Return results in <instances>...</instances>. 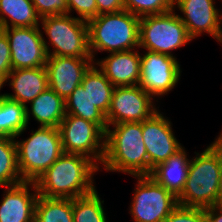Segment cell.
Returning <instances> with one entry per match:
<instances>
[{
	"instance_id": "cell-19",
	"label": "cell",
	"mask_w": 222,
	"mask_h": 222,
	"mask_svg": "<svg viewBox=\"0 0 222 222\" xmlns=\"http://www.w3.org/2000/svg\"><path fill=\"white\" fill-rule=\"evenodd\" d=\"M29 104L31 108H25L27 125L31 114L40 126L58 128L66 115L65 100L49 87Z\"/></svg>"
},
{
	"instance_id": "cell-21",
	"label": "cell",
	"mask_w": 222,
	"mask_h": 222,
	"mask_svg": "<svg viewBox=\"0 0 222 222\" xmlns=\"http://www.w3.org/2000/svg\"><path fill=\"white\" fill-rule=\"evenodd\" d=\"M40 20L32 0H0V29L39 27Z\"/></svg>"
},
{
	"instance_id": "cell-4",
	"label": "cell",
	"mask_w": 222,
	"mask_h": 222,
	"mask_svg": "<svg viewBox=\"0 0 222 222\" xmlns=\"http://www.w3.org/2000/svg\"><path fill=\"white\" fill-rule=\"evenodd\" d=\"M194 153L196 155L190 159L186 184L177 201L180 206L205 209L217 205L221 158L211 143L202 153Z\"/></svg>"
},
{
	"instance_id": "cell-12",
	"label": "cell",
	"mask_w": 222,
	"mask_h": 222,
	"mask_svg": "<svg viewBox=\"0 0 222 222\" xmlns=\"http://www.w3.org/2000/svg\"><path fill=\"white\" fill-rule=\"evenodd\" d=\"M163 114L158 110L142 122L143 141L148 154V175L184 147L174 135L172 122Z\"/></svg>"
},
{
	"instance_id": "cell-18",
	"label": "cell",
	"mask_w": 222,
	"mask_h": 222,
	"mask_svg": "<svg viewBox=\"0 0 222 222\" xmlns=\"http://www.w3.org/2000/svg\"><path fill=\"white\" fill-rule=\"evenodd\" d=\"M11 79V80H10ZM9 82L14 93H4L3 95L13 101L19 102L25 107L34 100L40 93L49 87L47 71L45 66L12 69L4 80V84Z\"/></svg>"
},
{
	"instance_id": "cell-36",
	"label": "cell",
	"mask_w": 222,
	"mask_h": 222,
	"mask_svg": "<svg viewBox=\"0 0 222 222\" xmlns=\"http://www.w3.org/2000/svg\"><path fill=\"white\" fill-rule=\"evenodd\" d=\"M0 135L5 136V118L3 113V94H0Z\"/></svg>"
},
{
	"instance_id": "cell-9",
	"label": "cell",
	"mask_w": 222,
	"mask_h": 222,
	"mask_svg": "<svg viewBox=\"0 0 222 222\" xmlns=\"http://www.w3.org/2000/svg\"><path fill=\"white\" fill-rule=\"evenodd\" d=\"M58 128L63 152L84 155L98 166L102 164L105 132L96 123L66 114Z\"/></svg>"
},
{
	"instance_id": "cell-34",
	"label": "cell",
	"mask_w": 222,
	"mask_h": 222,
	"mask_svg": "<svg viewBox=\"0 0 222 222\" xmlns=\"http://www.w3.org/2000/svg\"><path fill=\"white\" fill-rule=\"evenodd\" d=\"M211 144L218 150L220 154V158H221V164H222V131ZM218 204H222V168H221L218 196H217V205Z\"/></svg>"
},
{
	"instance_id": "cell-23",
	"label": "cell",
	"mask_w": 222,
	"mask_h": 222,
	"mask_svg": "<svg viewBox=\"0 0 222 222\" xmlns=\"http://www.w3.org/2000/svg\"><path fill=\"white\" fill-rule=\"evenodd\" d=\"M66 114L96 123L104 132L108 125L105 115L90 101L87 90L80 84L65 100Z\"/></svg>"
},
{
	"instance_id": "cell-17",
	"label": "cell",
	"mask_w": 222,
	"mask_h": 222,
	"mask_svg": "<svg viewBox=\"0 0 222 222\" xmlns=\"http://www.w3.org/2000/svg\"><path fill=\"white\" fill-rule=\"evenodd\" d=\"M94 63L115 87L139 85L141 53L137 49L109 53Z\"/></svg>"
},
{
	"instance_id": "cell-6",
	"label": "cell",
	"mask_w": 222,
	"mask_h": 222,
	"mask_svg": "<svg viewBox=\"0 0 222 222\" xmlns=\"http://www.w3.org/2000/svg\"><path fill=\"white\" fill-rule=\"evenodd\" d=\"M39 27L49 40L43 39L48 56L91 57L86 21L69 14L45 16Z\"/></svg>"
},
{
	"instance_id": "cell-28",
	"label": "cell",
	"mask_w": 222,
	"mask_h": 222,
	"mask_svg": "<svg viewBox=\"0 0 222 222\" xmlns=\"http://www.w3.org/2000/svg\"><path fill=\"white\" fill-rule=\"evenodd\" d=\"M174 0H123L125 10L138 17L159 15L174 9Z\"/></svg>"
},
{
	"instance_id": "cell-22",
	"label": "cell",
	"mask_w": 222,
	"mask_h": 222,
	"mask_svg": "<svg viewBox=\"0 0 222 222\" xmlns=\"http://www.w3.org/2000/svg\"><path fill=\"white\" fill-rule=\"evenodd\" d=\"M81 84L84 90H87L93 105L106 116L115 86L95 63L85 72Z\"/></svg>"
},
{
	"instance_id": "cell-37",
	"label": "cell",
	"mask_w": 222,
	"mask_h": 222,
	"mask_svg": "<svg viewBox=\"0 0 222 222\" xmlns=\"http://www.w3.org/2000/svg\"><path fill=\"white\" fill-rule=\"evenodd\" d=\"M217 42H220L222 44V34L221 37L217 40Z\"/></svg>"
},
{
	"instance_id": "cell-7",
	"label": "cell",
	"mask_w": 222,
	"mask_h": 222,
	"mask_svg": "<svg viewBox=\"0 0 222 222\" xmlns=\"http://www.w3.org/2000/svg\"><path fill=\"white\" fill-rule=\"evenodd\" d=\"M175 10L140 18L139 48L175 57L173 50L193 41Z\"/></svg>"
},
{
	"instance_id": "cell-33",
	"label": "cell",
	"mask_w": 222,
	"mask_h": 222,
	"mask_svg": "<svg viewBox=\"0 0 222 222\" xmlns=\"http://www.w3.org/2000/svg\"><path fill=\"white\" fill-rule=\"evenodd\" d=\"M97 16L125 10L123 0H96Z\"/></svg>"
},
{
	"instance_id": "cell-30",
	"label": "cell",
	"mask_w": 222,
	"mask_h": 222,
	"mask_svg": "<svg viewBox=\"0 0 222 222\" xmlns=\"http://www.w3.org/2000/svg\"><path fill=\"white\" fill-rule=\"evenodd\" d=\"M68 6V14L75 11L77 18L88 22L89 20L97 17L96 0H66Z\"/></svg>"
},
{
	"instance_id": "cell-29",
	"label": "cell",
	"mask_w": 222,
	"mask_h": 222,
	"mask_svg": "<svg viewBox=\"0 0 222 222\" xmlns=\"http://www.w3.org/2000/svg\"><path fill=\"white\" fill-rule=\"evenodd\" d=\"M163 222H208L205 214V209L177 207L164 219Z\"/></svg>"
},
{
	"instance_id": "cell-5",
	"label": "cell",
	"mask_w": 222,
	"mask_h": 222,
	"mask_svg": "<svg viewBox=\"0 0 222 222\" xmlns=\"http://www.w3.org/2000/svg\"><path fill=\"white\" fill-rule=\"evenodd\" d=\"M18 168L23 181L35 182L64 152L59 128L39 126L30 137L16 140Z\"/></svg>"
},
{
	"instance_id": "cell-16",
	"label": "cell",
	"mask_w": 222,
	"mask_h": 222,
	"mask_svg": "<svg viewBox=\"0 0 222 222\" xmlns=\"http://www.w3.org/2000/svg\"><path fill=\"white\" fill-rule=\"evenodd\" d=\"M5 188L0 202V222H34L39 196L35 182L23 181Z\"/></svg>"
},
{
	"instance_id": "cell-20",
	"label": "cell",
	"mask_w": 222,
	"mask_h": 222,
	"mask_svg": "<svg viewBox=\"0 0 222 222\" xmlns=\"http://www.w3.org/2000/svg\"><path fill=\"white\" fill-rule=\"evenodd\" d=\"M183 147L166 162L152 170V176L161 186L178 197L184 189L188 175L190 158Z\"/></svg>"
},
{
	"instance_id": "cell-1",
	"label": "cell",
	"mask_w": 222,
	"mask_h": 222,
	"mask_svg": "<svg viewBox=\"0 0 222 222\" xmlns=\"http://www.w3.org/2000/svg\"><path fill=\"white\" fill-rule=\"evenodd\" d=\"M100 167L84 155L63 153L36 181L38 194L74 199L96 190L94 175Z\"/></svg>"
},
{
	"instance_id": "cell-13",
	"label": "cell",
	"mask_w": 222,
	"mask_h": 222,
	"mask_svg": "<svg viewBox=\"0 0 222 222\" xmlns=\"http://www.w3.org/2000/svg\"><path fill=\"white\" fill-rule=\"evenodd\" d=\"M40 29V27L1 28L9 41L12 69L45 66L48 55Z\"/></svg>"
},
{
	"instance_id": "cell-8",
	"label": "cell",
	"mask_w": 222,
	"mask_h": 222,
	"mask_svg": "<svg viewBox=\"0 0 222 222\" xmlns=\"http://www.w3.org/2000/svg\"><path fill=\"white\" fill-rule=\"evenodd\" d=\"M137 180L129 211L134 222H163L177 207V197L152 176H134Z\"/></svg>"
},
{
	"instance_id": "cell-15",
	"label": "cell",
	"mask_w": 222,
	"mask_h": 222,
	"mask_svg": "<svg viewBox=\"0 0 222 222\" xmlns=\"http://www.w3.org/2000/svg\"><path fill=\"white\" fill-rule=\"evenodd\" d=\"M92 57L48 56L45 64L49 88L66 100L81 84Z\"/></svg>"
},
{
	"instance_id": "cell-32",
	"label": "cell",
	"mask_w": 222,
	"mask_h": 222,
	"mask_svg": "<svg viewBox=\"0 0 222 222\" xmlns=\"http://www.w3.org/2000/svg\"><path fill=\"white\" fill-rule=\"evenodd\" d=\"M12 71L10 45L6 34L0 29V82L3 84Z\"/></svg>"
},
{
	"instance_id": "cell-25",
	"label": "cell",
	"mask_w": 222,
	"mask_h": 222,
	"mask_svg": "<svg viewBox=\"0 0 222 222\" xmlns=\"http://www.w3.org/2000/svg\"><path fill=\"white\" fill-rule=\"evenodd\" d=\"M23 182L18 168L15 138L0 135V187Z\"/></svg>"
},
{
	"instance_id": "cell-35",
	"label": "cell",
	"mask_w": 222,
	"mask_h": 222,
	"mask_svg": "<svg viewBox=\"0 0 222 222\" xmlns=\"http://www.w3.org/2000/svg\"><path fill=\"white\" fill-rule=\"evenodd\" d=\"M208 222H222V204L205 208Z\"/></svg>"
},
{
	"instance_id": "cell-11",
	"label": "cell",
	"mask_w": 222,
	"mask_h": 222,
	"mask_svg": "<svg viewBox=\"0 0 222 222\" xmlns=\"http://www.w3.org/2000/svg\"><path fill=\"white\" fill-rule=\"evenodd\" d=\"M154 100L139 85L115 87L105 116L107 125L145 121L159 110Z\"/></svg>"
},
{
	"instance_id": "cell-3",
	"label": "cell",
	"mask_w": 222,
	"mask_h": 222,
	"mask_svg": "<svg viewBox=\"0 0 222 222\" xmlns=\"http://www.w3.org/2000/svg\"><path fill=\"white\" fill-rule=\"evenodd\" d=\"M139 22L140 17L127 10L101 14L89 20V50L93 61L97 52L113 53L139 48Z\"/></svg>"
},
{
	"instance_id": "cell-26",
	"label": "cell",
	"mask_w": 222,
	"mask_h": 222,
	"mask_svg": "<svg viewBox=\"0 0 222 222\" xmlns=\"http://www.w3.org/2000/svg\"><path fill=\"white\" fill-rule=\"evenodd\" d=\"M103 204L97 190L72 199L73 222H108Z\"/></svg>"
},
{
	"instance_id": "cell-10",
	"label": "cell",
	"mask_w": 222,
	"mask_h": 222,
	"mask_svg": "<svg viewBox=\"0 0 222 222\" xmlns=\"http://www.w3.org/2000/svg\"><path fill=\"white\" fill-rule=\"evenodd\" d=\"M146 51L141 55L139 86L154 99H160L176 87L182 69L176 57Z\"/></svg>"
},
{
	"instance_id": "cell-24",
	"label": "cell",
	"mask_w": 222,
	"mask_h": 222,
	"mask_svg": "<svg viewBox=\"0 0 222 222\" xmlns=\"http://www.w3.org/2000/svg\"><path fill=\"white\" fill-rule=\"evenodd\" d=\"M34 222H73L72 199L39 195Z\"/></svg>"
},
{
	"instance_id": "cell-14",
	"label": "cell",
	"mask_w": 222,
	"mask_h": 222,
	"mask_svg": "<svg viewBox=\"0 0 222 222\" xmlns=\"http://www.w3.org/2000/svg\"><path fill=\"white\" fill-rule=\"evenodd\" d=\"M188 35L196 39L206 33L216 41L222 34V13L215 5V0H174ZM221 13V14H220Z\"/></svg>"
},
{
	"instance_id": "cell-27",
	"label": "cell",
	"mask_w": 222,
	"mask_h": 222,
	"mask_svg": "<svg viewBox=\"0 0 222 222\" xmlns=\"http://www.w3.org/2000/svg\"><path fill=\"white\" fill-rule=\"evenodd\" d=\"M25 106L3 95V113L5 118V136L20 137L27 129Z\"/></svg>"
},
{
	"instance_id": "cell-31",
	"label": "cell",
	"mask_w": 222,
	"mask_h": 222,
	"mask_svg": "<svg viewBox=\"0 0 222 222\" xmlns=\"http://www.w3.org/2000/svg\"><path fill=\"white\" fill-rule=\"evenodd\" d=\"M32 3L41 18L45 16L68 14L66 0H32Z\"/></svg>"
},
{
	"instance_id": "cell-2",
	"label": "cell",
	"mask_w": 222,
	"mask_h": 222,
	"mask_svg": "<svg viewBox=\"0 0 222 222\" xmlns=\"http://www.w3.org/2000/svg\"><path fill=\"white\" fill-rule=\"evenodd\" d=\"M101 165L105 171L121 172L133 177L148 175V154L143 141L142 122L107 127Z\"/></svg>"
}]
</instances>
